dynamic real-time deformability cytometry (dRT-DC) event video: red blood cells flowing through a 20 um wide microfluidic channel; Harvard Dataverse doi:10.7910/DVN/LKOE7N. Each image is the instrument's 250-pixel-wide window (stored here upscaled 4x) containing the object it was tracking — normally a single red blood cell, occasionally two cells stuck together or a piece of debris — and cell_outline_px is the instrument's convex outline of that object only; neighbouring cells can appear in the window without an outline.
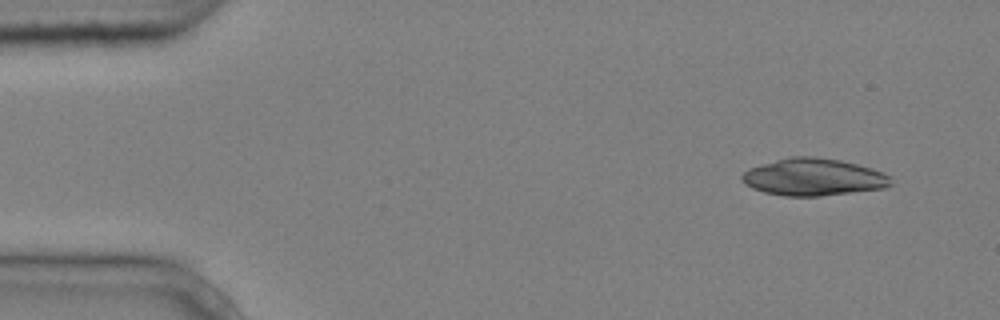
{"species": "common noctule bat (a hibernating species)", "species_latin": "Nyctalus noctula", "temperature_condition": "cold", "stored_images_in_passage": 5, "camera_frame_rate_fps": 3000, "um_per_image_px": 0.085, "animal": {"sex": "male", "body_mass_g": 20.4}, "frame": {"image": 1, "passage_image": 1, "time_ms": 0.0, "image_size_px": [1000, 320], "cell_outline_px": [[892, 184], [884, 188], [820, 196], [784, 196], [764, 192], [752, 188], [740, 180], [740, 176], [748, 168], [788, 156], [816, 156], [840, 160], [872, 168], [888, 176]], "centroid_in_image_um": [69.08, 15.05], "position_along_channel_um": 15.9, "area_um2": 32.25}}